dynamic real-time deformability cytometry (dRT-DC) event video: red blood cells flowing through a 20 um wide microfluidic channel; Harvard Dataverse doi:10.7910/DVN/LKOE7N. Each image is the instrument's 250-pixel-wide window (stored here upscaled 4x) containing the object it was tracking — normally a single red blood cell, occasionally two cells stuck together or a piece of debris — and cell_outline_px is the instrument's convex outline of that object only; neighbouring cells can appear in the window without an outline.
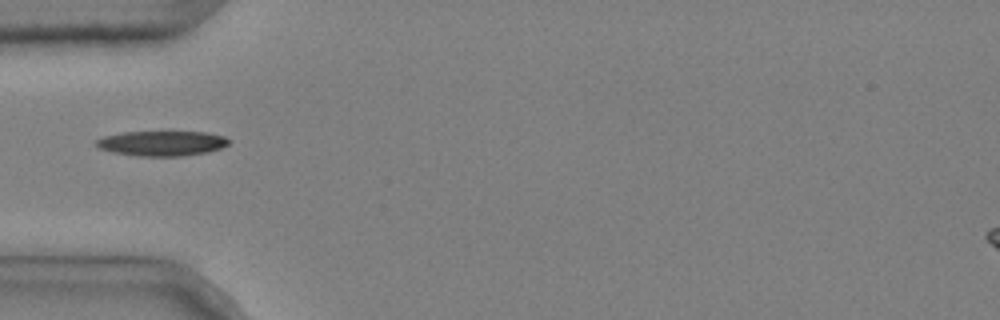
{"species": "common noctule bat (a hibernating species)", "species_latin": "Nyctalus noctula", "temperature_condition": "cold", "stored_images_in_passage": 2, "camera_frame_rate_fps": 3000, "um_per_image_px": 0.085, "animal": {"sex": "male", "body_mass_g": 20.4}, "frame": {"image": 1, "passage_image": 1, "time_ms": 0.0, "image_size_px": [1000, 320], "cell_outline_px": [[232, 140], [228, 144], [220, 148], [208, 152], [184, 156], [136, 156], [112, 152], [100, 148], [96, 144], [96, 140], [104, 136], [124, 132], [208, 132], [224, 136]], "centroid_in_image_um": [13.8, 12.18], "position_along_channel_um": 71.2, "area_um2": 19.36}}